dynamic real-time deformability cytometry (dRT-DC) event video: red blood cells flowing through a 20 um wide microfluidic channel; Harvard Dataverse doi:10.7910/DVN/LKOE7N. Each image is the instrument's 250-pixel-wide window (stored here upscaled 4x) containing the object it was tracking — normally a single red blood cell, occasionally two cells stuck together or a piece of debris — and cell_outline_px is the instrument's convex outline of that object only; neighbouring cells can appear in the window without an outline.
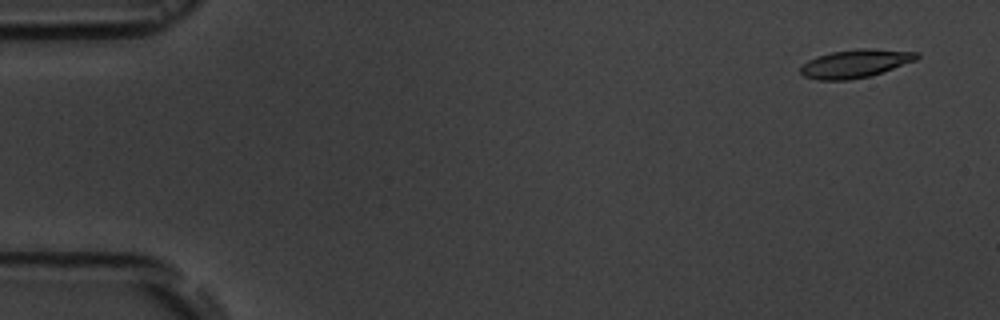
{"species": "common noctule bat (a hibernating species)", "species_latin": "Nyctalus noctula", "temperature_condition": "room temperature", "stored_images_in_passage": 5, "camera_frame_rate_fps": 3000, "um_per_image_px": 0.085, "animal": {"sex": "male", "body_mass_g": 19.5, "forearm_length_mm": 54.6}, "frame": {"image": 1, "passage_image": 1, "time_ms": 0.0, "image_size_px": [1000, 320], "cell_outline_px": [[920, 56], [916, 60], [872, 76], [848, 80], [816, 80], [804, 76], [800, 72], [800, 68], [808, 60], [816, 56], [832, 52], [860, 48], [868, 48], [920, 52]], "centroid_in_image_um": [72.72, 5.4], "position_along_channel_um": 12.3, "area_um2": 19.25}}
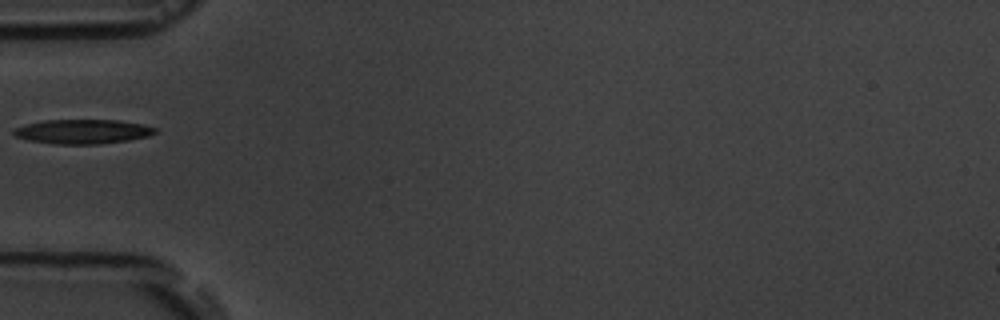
{"frame": {"image": 2, "passage_image": 5, "time_ms": 5.333, "image_size_px": [1000, 320], "cell_outline_px": [[156, 132], [148, 136], [128, 140], [100, 144], [56, 144], [28, 140], [16, 136], [12, 132], [16, 128], [28, 124], [44, 120], [120, 120], [144, 124], [156, 128]], "centroid_in_image_um": [7.06, 11.18], "position_along_channel_um": 77.9, "area_um2": 20.0}}